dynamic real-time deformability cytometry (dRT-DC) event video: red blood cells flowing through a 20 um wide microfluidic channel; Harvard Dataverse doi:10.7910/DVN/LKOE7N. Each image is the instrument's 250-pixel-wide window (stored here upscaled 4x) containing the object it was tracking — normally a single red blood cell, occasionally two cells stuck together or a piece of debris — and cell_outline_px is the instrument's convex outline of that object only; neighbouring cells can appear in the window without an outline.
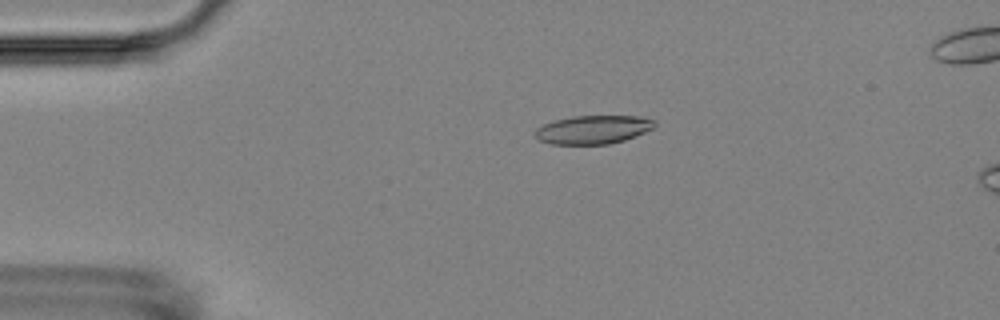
{"species": "Egyptian fruit bat (a non-hibernating species)", "species_latin": "Rousettus aegyptiacus", "temperature_condition": "room temperature", "stored_images_in_passage": 6, "camera_frame_rate_fps": 3000, "um_per_image_px": 0.085, "animal": {"sex": "female"}, "frame": {"image": 1, "passage_image": 2, "time_ms": 1.0, "image_size_px": [1000, 320], "cell_outline_px": [[656, 124], [652, 128], [644, 132], [624, 140], [608, 144], [552, 144], [540, 140], [532, 136], [532, 132], [536, 128], [544, 124], [556, 120], [572, 116], [636, 116], [656, 120]], "centroid_in_image_um": [50.36, 11.02], "position_along_channel_um": 34.6, "area_um2": 19.83}}
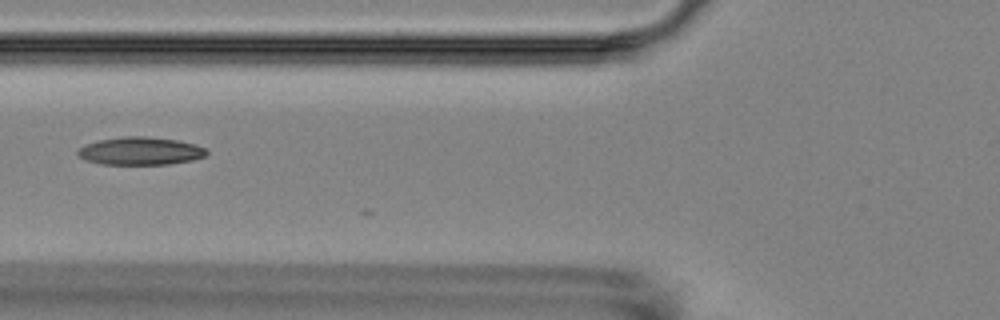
{"frame": {"image": 2, "passage_image": 5, "time_ms": 4.333, "image_size_px": [1000, 320], "cell_outline_px": [[208, 156], [192, 160], [168, 164], [100, 164], [84, 160], [76, 152], [84, 144], [100, 140], [124, 136], [144, 136], [176, 140], [196, 144], [204, 148], [208, 152]], "centroid_in_image_um": [11.93, 12.84], "position_along_channel_um": 113.9, "area_um2": 20.92}}